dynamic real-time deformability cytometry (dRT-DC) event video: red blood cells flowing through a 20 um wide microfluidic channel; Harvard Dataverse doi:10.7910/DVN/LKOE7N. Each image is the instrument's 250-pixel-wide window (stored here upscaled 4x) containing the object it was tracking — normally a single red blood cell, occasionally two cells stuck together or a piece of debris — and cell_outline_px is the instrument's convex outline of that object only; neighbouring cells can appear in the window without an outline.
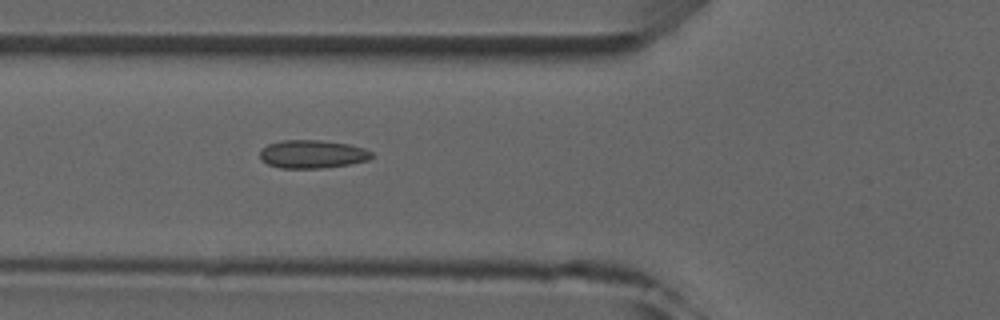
{"species": "common noctule bat (a hibernating species)", "species_latin": "Nyctalus noctula", "temperature_condition": "room temperature", "stored_images_in_passage": 6, "camera_frame_rate_fps": 3000, "um_per_image_px": 0.085, "animal": {"sex": "male", "forearm_length_mm": 52.5}, "frame": {"image": 1, "passage_image": 6, "time_ms": 5.667, "image_size_px": [1000, 320], "cell_outline_px": [[372, 156], [368, 160], [348, 164], [324, 168], [280, 168], [268, 164], [260, 160], [260, 148], [268, 144], [280, 140], [320, 140], [348, 144], [364, 148], [372, 152]], "centroid_in_image_um": [26.5, 13.1], "position_along_channel_um": 99.3, "area_um2": 18.44}}